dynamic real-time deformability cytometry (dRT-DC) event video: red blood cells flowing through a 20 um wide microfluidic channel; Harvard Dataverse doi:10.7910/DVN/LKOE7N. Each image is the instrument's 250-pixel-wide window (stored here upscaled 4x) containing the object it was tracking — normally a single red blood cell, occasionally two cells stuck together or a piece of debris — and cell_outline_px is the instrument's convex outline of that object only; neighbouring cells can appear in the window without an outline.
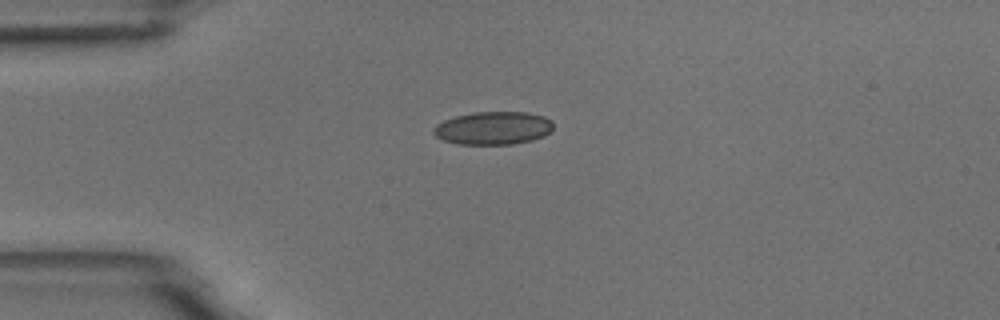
{"species": "common noctule bat (a hibernating species)", "species_latin": "Nyctalus noctula", "temperature_condition": "room temperature", "stored_images_in_passage": 4, "camera_frame_rate_fps": 3000, "um_per_image_px": 0.085, "animal": {"sex": "male", "body_mass_g": 18.8}, "frame": {"image": 1, "passage_image": 1, "time_ms": 0.0, "image_size_px": [1000, 320], "cell_outline_px": [[552, 128], [544, 136], [532, 140], [512, 144], [456, 144], [444, 140], [436, 136], [432, 132], [436, 124], [444, 120], [456, 116], [472, 112], [524, 112], [544, 116], [552, 120]], "centroid_in_image_um": [41.91, 10.88], "position_along_channel_um": 43.1, "area_um2": 23.0}}